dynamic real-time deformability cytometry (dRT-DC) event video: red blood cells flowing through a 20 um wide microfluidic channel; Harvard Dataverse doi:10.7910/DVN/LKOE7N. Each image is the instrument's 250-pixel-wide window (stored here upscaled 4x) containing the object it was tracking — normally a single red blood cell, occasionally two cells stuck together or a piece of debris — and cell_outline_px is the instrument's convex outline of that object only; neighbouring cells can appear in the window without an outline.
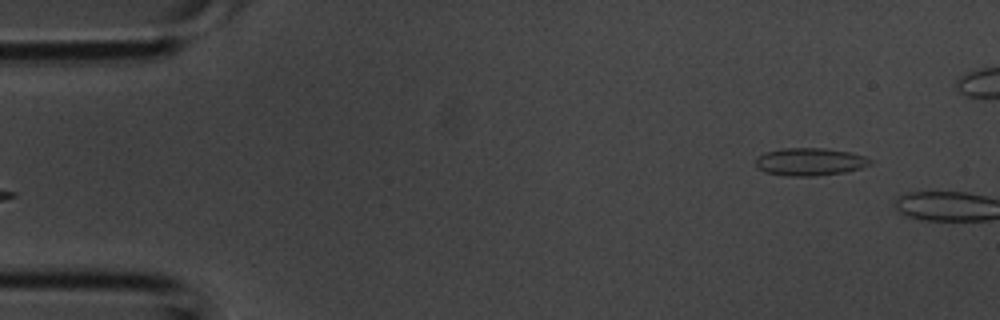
{"species": "common noctule bat (a hibernating species)", "species_latin": "Nyctalus noctula", "temperature_condition": "room temperature", "stored_images_in_passage": 2, "camera_frame_rate_fps": 3000, "um_per_image_px": 0.085, "animal": {"sex": "male", "body_mass_g": 20.1, "forearm_length_mm": 53.5}, "frame": {"image": 1, "passage_image": 2, "time_ms": 0.333, "image_size_px": [1000, 320], "cell_outline_px": [[872, 164], [848, 172], [816, 176], [784, 176], [764, 172], [756, 168], [756, 156], [764, 152], [784, 148], [824, 148], [852, 152], [864, 156], [872, 160]], "centroid_in_image_um": [68.83, 13.76], "position_along_channel_um": 16.2, "area_um2": 18.84}}